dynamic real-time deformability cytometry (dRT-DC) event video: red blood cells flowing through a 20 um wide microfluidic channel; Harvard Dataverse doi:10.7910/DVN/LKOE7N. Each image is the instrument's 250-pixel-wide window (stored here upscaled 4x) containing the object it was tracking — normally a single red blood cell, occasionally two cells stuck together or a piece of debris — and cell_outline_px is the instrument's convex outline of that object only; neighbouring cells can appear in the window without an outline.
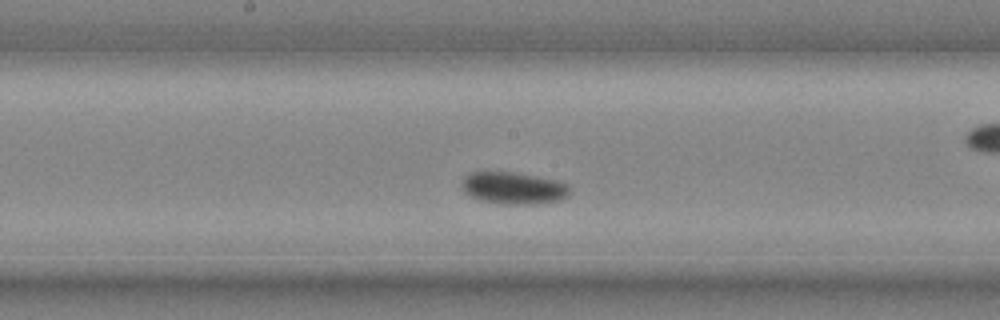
{"species": "common noctule bat (a hibernating species)", "species_latin": "Nyctalus noctula", "temperature_condition": "cold", "stored_images_in_passage": 24, "camera_frame_rate_fps": 3000, "um_per_image_px": 0.085, "animal": {"sex": "male", "body_mass_g": 20.4}, "frame": {"image": 1, "passage_image": 11, "time_ms": 3.333, "image_size_px": [1000, 320], "cell_outline_px": [[568, 196], [560, 200], [532, 204], [504, 204], [480, 200], [464, 192], [460, 184], [460, 180], [464, 176], [472, 172], [512, 172], [556, 180], [568, 184]], "centroid_in_image_um": [43.6, 15.98], "position_along_channel_um": 204.6, "area_um2": 20.06}}